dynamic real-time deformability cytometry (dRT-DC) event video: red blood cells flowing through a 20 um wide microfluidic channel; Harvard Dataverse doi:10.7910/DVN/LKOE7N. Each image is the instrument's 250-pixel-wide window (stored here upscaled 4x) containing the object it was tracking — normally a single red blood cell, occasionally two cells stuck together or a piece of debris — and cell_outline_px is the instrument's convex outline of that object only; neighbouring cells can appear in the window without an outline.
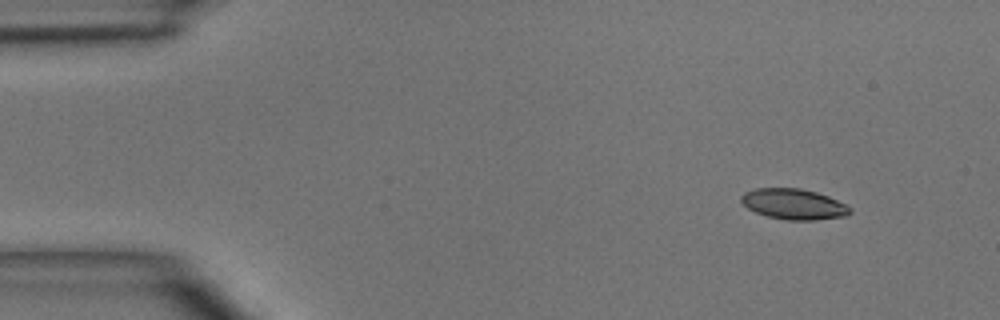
{"species": "common noctule bat (a hibernating species)", "species_latin": "Nyctalus noctula", "temperature_condition": "room temperature", "stored_images_in_passage": 4, "camera_frame_rate_fps": 3000, "um_per_image_px": 0.085, "animal": {"sex": "male", "body_mass_g": 15.6}, "frame": {"image": 1, "passage_image": 1, "time_ms": 0.0, "image_size_px": [1000, 320], "cell_outline_px": [[852, 212], [844, 216], [816, 220], [788, 220], [768, 216], [756, 212], [748, 208], [740, 200], [740, 196], [744, 192], [756, 188], [800, 188], [816, 192], [828, 196], [848, 204], [852, 208]], "centroid_in_image_um": [67.49, 17.34], "position_along_channel_um": 17.5, "area_um2": 19.48}}
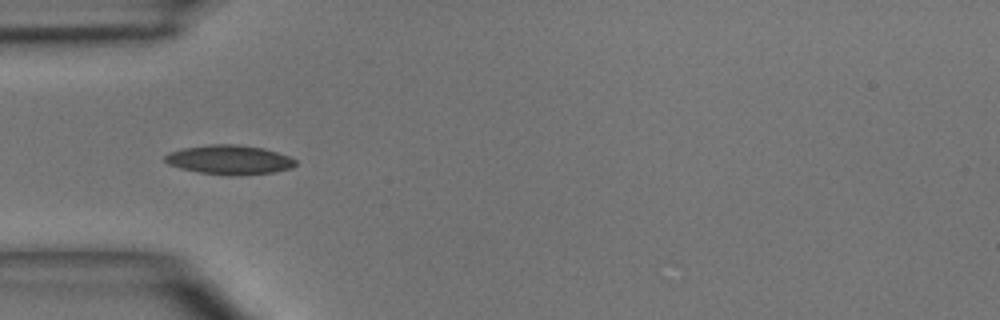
{"frame": {"image": 2, "passage_image": 4, "time_ms": 3.333, "image_size_px": [1000, 320], "cell_outline_px": [[296, 164], [292, 168], [272, 172], [228, 176], [200, 172], [180, 168], [168, 164], [164, 160], [164, 156], [180, 148], [212, 144], [236, 144], [264, 148], [288, 156], [296, 160]], "centroid_in_image_um": [19.49, 13.57], "position_along_channel_um": 65.5, "area_um2": 22.2}}